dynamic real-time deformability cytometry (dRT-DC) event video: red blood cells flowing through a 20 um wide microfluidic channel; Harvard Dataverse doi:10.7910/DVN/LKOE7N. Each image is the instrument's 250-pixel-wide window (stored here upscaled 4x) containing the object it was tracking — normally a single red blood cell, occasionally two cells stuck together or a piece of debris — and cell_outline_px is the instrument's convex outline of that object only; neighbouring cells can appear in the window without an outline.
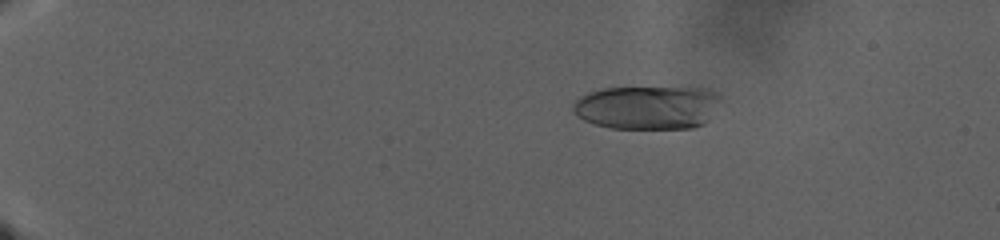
{"species": "human", "species_latin": "Homo sapiens", "temperature_condition": "warm", "stored_images_in_passage": 125, "camera_frame_rate_fps": 3000, "um_per_image_px": 0.085, "donor": {"sex": "male"}, "frame": {"image": 1, "passage_image": 27, "time_ms": 8.667, "image_size_px": [1000, 240], "cell_outline_px": [[720, 96], [708, 120], [704, 124], [692, 128], [612, 128], [596, 124], [584, 120], [572, 108], [572, 104], [580, 96], [588, 92], [604, 88], [708, 88], [716, 92]], "centroid_in_image_um": [55.02, 9.12], "position_along_channel_um": 30.0, "area_um2": 37.17}}
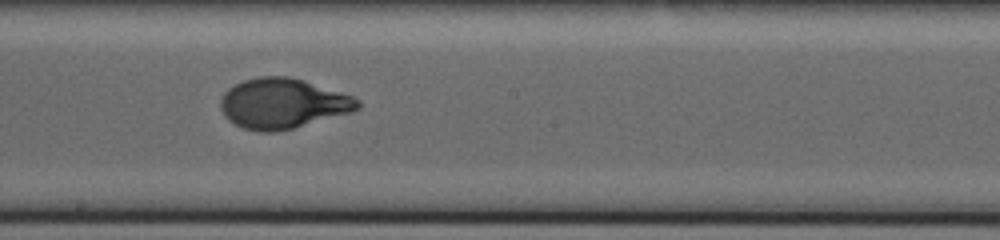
{"frame": {"image": 2, "passage_image": 79, "time_ms": 26.0, "image_size_px": [1000, 240], "cell_outline_px": [[360, 108], [352, 112], [292, 128], [276, 132], [260, 132], [244, 128], [228, 120], [224, 116], [220, 108], [220, 96], [228, 88], [244, 80], [260, 76], [288, 76], [304, 80], [352, 96], [360, 100]], "centroid_in_image_um": [24.01, 8.79], "position_along_channel_um": 224.2, "area_um2": 40.06}}
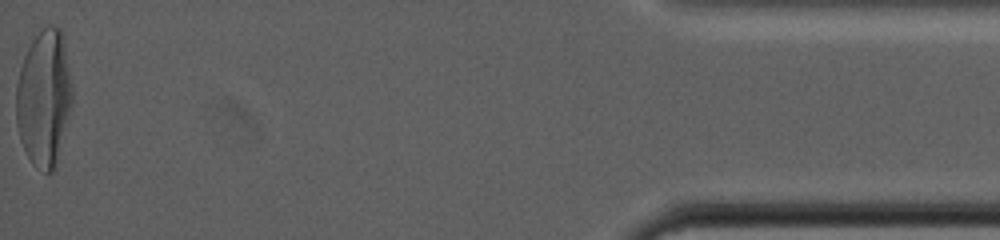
{"frame": {"image": 3, "passage_image": 125, "time_ms": 41.333, "image_size_px": [1000, 240], "cell_outline_px": [[72, 104], [56, 168], [52, 172], [44, 172], [32, 164], [20, 140], [16, 124], [16, 84], [20, 68], [24, 56], [32, 40], [48, 24], [56, 24], [60, 28], [64, 36], [72, 88]], "centroid_in_image_um": [3.75, 8.33], "position_along_channel_um": 431.5, "area_um2": 45.03}}